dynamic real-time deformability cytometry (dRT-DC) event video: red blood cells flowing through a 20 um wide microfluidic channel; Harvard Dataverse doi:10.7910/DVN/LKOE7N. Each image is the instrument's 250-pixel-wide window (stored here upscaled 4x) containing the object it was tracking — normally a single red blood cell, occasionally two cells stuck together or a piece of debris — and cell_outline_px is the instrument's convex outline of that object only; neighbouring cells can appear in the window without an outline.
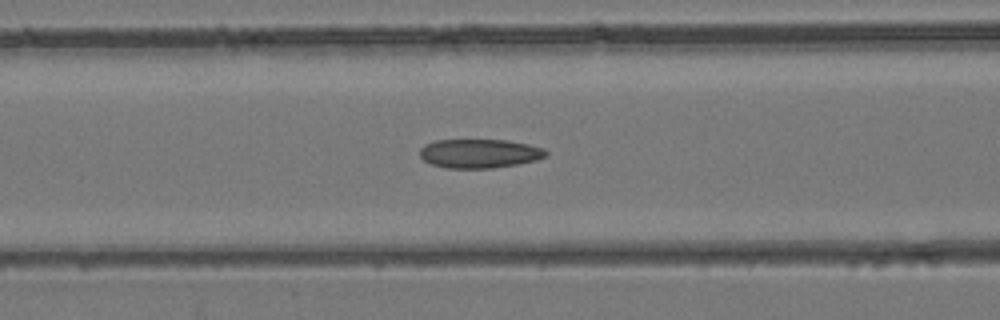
{"species": "common noctule bat (a hibernating species)", "species_latin": "Nyctalus noctula", "temperature_condition": "room temperature", "stored_images_in_passage": 38, "camera_frame_rate_fps": 3000, "um_per_image_px": 0.085, "animal": {"sex": "female", "body_mass_g": 24.6, "forearm_length_mm": 56.2}, "frame": {"image": 1, "passage_image": 18, "time_ms": 5.667, "image_size_px": [1000, 320], "cell_outline_px": [[548, 156], [536, 160], [516, 164], [492, 168], [448, 168], [432, 164], [424, 160], [420, 156], [420, 148], [424, 144], [436, 140], [508, 140], [528, 144], [544, 148], [548, 152]], "centroid_in_image_um": [40.77, 13.04], "position_along_channel_um": 125.8, "area_um2": 21.33}}
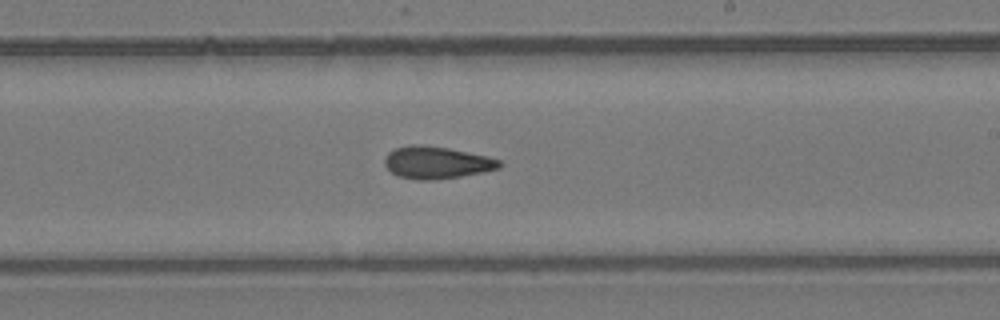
{"frame": {"image": 2, "passage_image": 26, "time_ms": 8.333, "image_size_px": [1000, 320], "cell_outline_px": [[504, 164], [500, 168], [484, 172], [460, 176], [432, 180], [420, 180], [396, 176], [384, 164], [384, 160], [388, 152], [396, 148], [412, 144], [420, 144], [448, 148], [488, 156], [500, 160]], "centroid_in_image_um": [37.13, 13.81], "position_along_channel_um": 251.9, "area_um2": 21.62}}
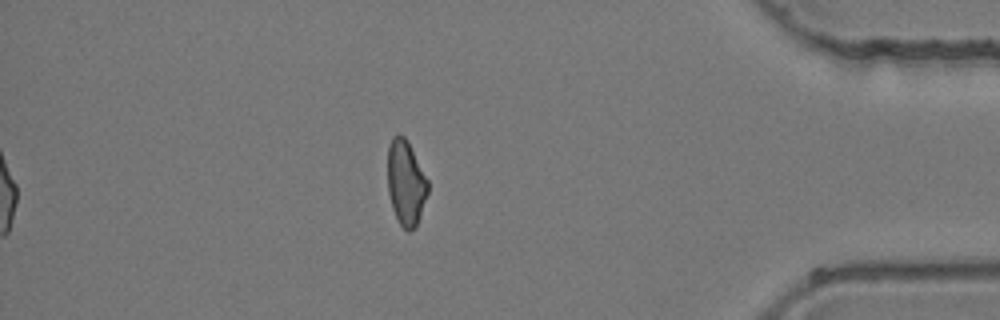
{"frame": {"image": 3, "passage_image": 38, "time_ms": 12.333, "image_size_px": [1000, 320], "cell_outline_px": [[428, 192], [416, 228], [408, 232], [400, 224], [392, 208], [388, 192], [388, 144], [392, 136], [404, 136], [408, 140], [428, 180]], "centroid_in_image_um": [34.5, 15.54], "position_along_channel_um": 400.7, "area_um2": 20.0}}